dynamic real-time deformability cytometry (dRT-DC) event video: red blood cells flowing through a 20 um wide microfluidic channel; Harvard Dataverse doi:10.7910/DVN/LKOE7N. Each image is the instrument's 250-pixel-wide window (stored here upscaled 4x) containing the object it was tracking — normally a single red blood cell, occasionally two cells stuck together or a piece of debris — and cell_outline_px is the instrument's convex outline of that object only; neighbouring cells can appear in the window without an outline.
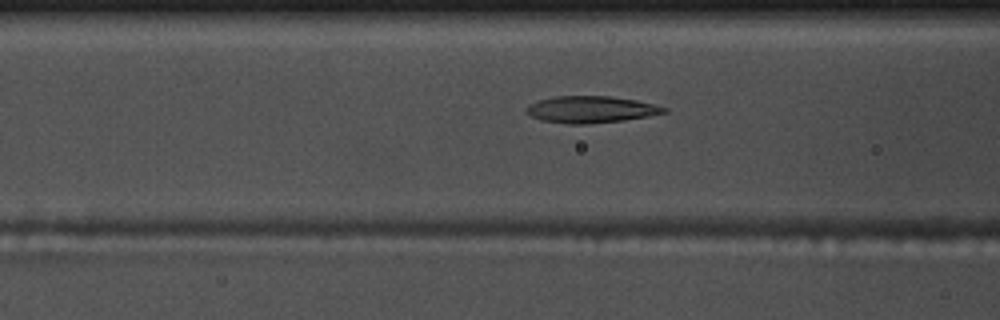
{"species": "common noctule bat (a hibernating species)", "species_latin": "Nyctalus noctula", "temperature_condition": "warm", "stored_images_in_passage": 55, "camera_frame_rate_fps": 3000, "um_per_image_px": 0.085, "animal": {"sex": "male", "body_mass_g": 17.5, "forearm_length_mm": 52.3}, "frame": {"image": 1, "passage_image": 22, "time_ms": 7.0, "image_size_px": [1000, 320], "cell_outline_px": [[668, 112], [648, 116], [624, 120], [588, 124], [568, 124], [544, 120], [532, 116], [524, 108], [540, 100], [556, 96], [608, 96], [636, 100], [668, 108]], "centroid_in_image_um": [50.27, 9.3], "position_along_channel_um": 116.3, "area_um2": 21.15}}
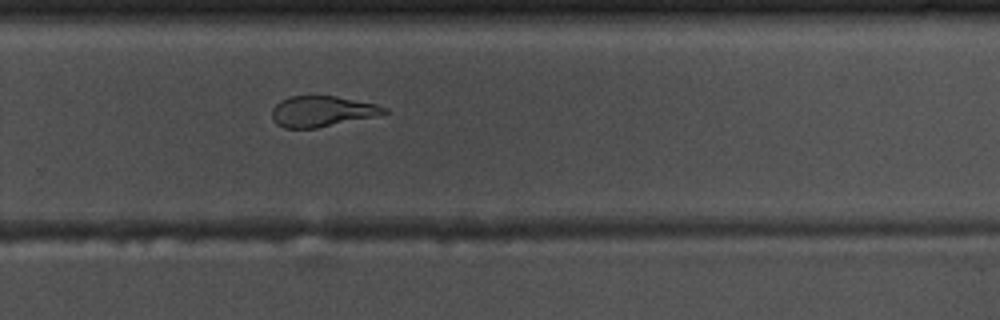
{"frame": {"image": 2, "passage_image": 37, "time_ms": 12.0, "image_size_px": [1000, 320], "cell_outline_px": [[388, 112], [376, 116], [316, 128], [284, 128], [276, 124], [272, 120], [272, 108], [280, 100], [292, 96], [336, 96], [376, 104], [388, 108]], "centroid_in_image_um": [27.35, 9.46], "position_along_channel_um": 302.5, "area_um2": 20.06}}
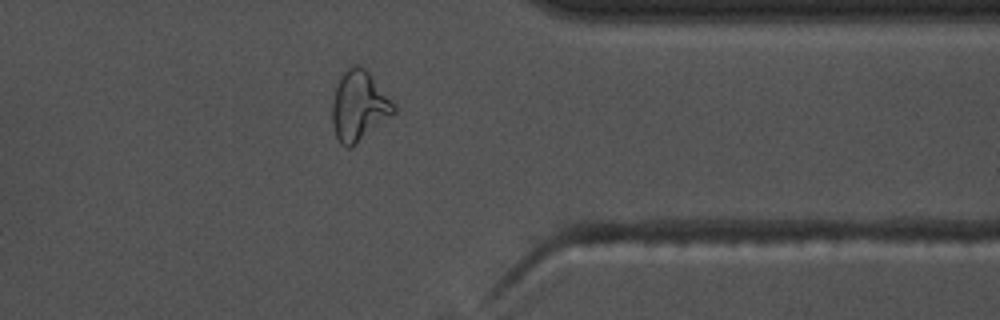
{"frame": {"image": 3, "passage_image": 44, "time_ms": 14.333, "image_size_px": [1000, 320], "cell_outline_px": [[396, 112], [352, 148], [348, 148], [340, 144], [336, 136], [332, 124], [332, 100], [340, 76], [352, 64], [360, 64], [368, 72], [396, 104]], "centroid_in_image_um": [30.51, 9.02], "position_along_channel_um": 380.9, "area_um2": 25.26}, "authors_computed_cell_mechanics": {"area_um2": 21.7328, "velocity_mm_per_s": 3.732, "shape_relaxation_time_tau1_ms": 8.0485, "shape_relaxation_time_tau2_ms": 2.5557, "deformation_change_tau1": 0.2419, "deformation_change_tau2": 0.0988}}